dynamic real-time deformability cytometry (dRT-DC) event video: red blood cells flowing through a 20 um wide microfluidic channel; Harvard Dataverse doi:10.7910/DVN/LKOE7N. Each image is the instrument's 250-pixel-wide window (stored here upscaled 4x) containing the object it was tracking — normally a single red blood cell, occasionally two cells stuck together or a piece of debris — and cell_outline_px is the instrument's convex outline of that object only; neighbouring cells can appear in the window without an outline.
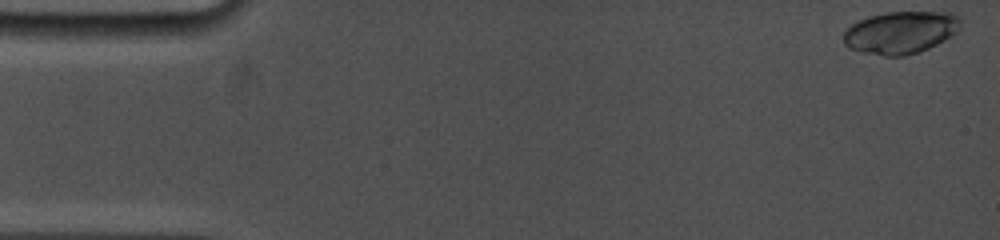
{"species": "common noctule bat (a hibernating species)", "species_latin": "Nyctalus noctula", "temperature_condition": "cold", "stored_images_in_passage": 15, "camera_frame_rate_fps": 5000, "um_per_image_px": 0.085, "animal": {"sex": "female", "body_mass_g": 19.0, "forearm_length_mm": 53.3}, "frame": {"image": 1, "passage_image": 1, "time_ms": 0.0, "image_size_px": [1000, 240], "cell_outline_px": [[960, 28], [956, 32], [944, 40], [928, 48], [904, 56], [884, 56], [864, 52], [848, 48], [844, 44], [844, 32], [852, 24], [868, 16], [884, 12], [952, 12], [960, 16]], "centroid_in_image_um": [76.56, 2.74], "position_along_channel_um": 8.4, "area_um2": 28.84}}
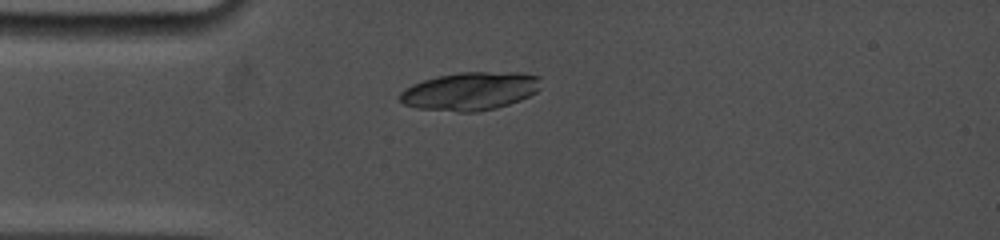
{"frame": {"image": 2, "passage_image": 13, "time_ms": 4.0, "image_size_px": [1000, 240], "cell_outline_px": [[540, 88], [536, 92], [520, 100], [496, 108], [476, 112], [456, 112], [416, 108], [404, 104], [400, 100], [400, 92], [404, 88], [412, 84], [436, 76], [460, 72], [520, 72], [540, 76]], "centroid_in_image_um": [39.96, 7.74], "position_along_channel_um": 45.0, "area_um2": 31.56}}